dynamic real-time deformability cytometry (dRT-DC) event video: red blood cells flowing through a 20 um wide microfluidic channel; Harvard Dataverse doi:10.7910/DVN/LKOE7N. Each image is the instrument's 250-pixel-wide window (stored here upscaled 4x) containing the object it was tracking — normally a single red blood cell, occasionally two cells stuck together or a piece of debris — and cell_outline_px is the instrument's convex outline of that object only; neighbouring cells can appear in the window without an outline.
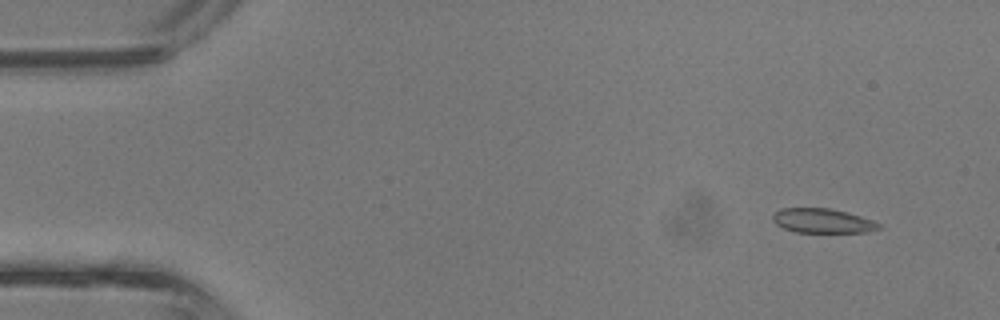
{"species": "common noctule bat (a hibernating species)", "species_latin": "Nyctalus noctula", "temperature_condition": "room temperature", "stored_images_in_passage": 31, "camera_frame_rate_fps": 3000, "um_per_image_px": 0.085, "animal": {"sex": "male", "body_mass_g": 13.3}, "frame": {"image": 1, "passage_image": 4, "time_ms": 1.0, "image_size_px": [1000, 320], "cell_outline_px": [[880, 228], [868, 232], [796, 232], [784, 228], [776, 224], [772, 220], [772, 216], [780, 208], [828, 208], [848, 212], [872, 220], [880, 224]], "centroid_in_image_um": [69.9, 18.76], "position_along_channel_um": 15.1, "area_um2": 15.03}}
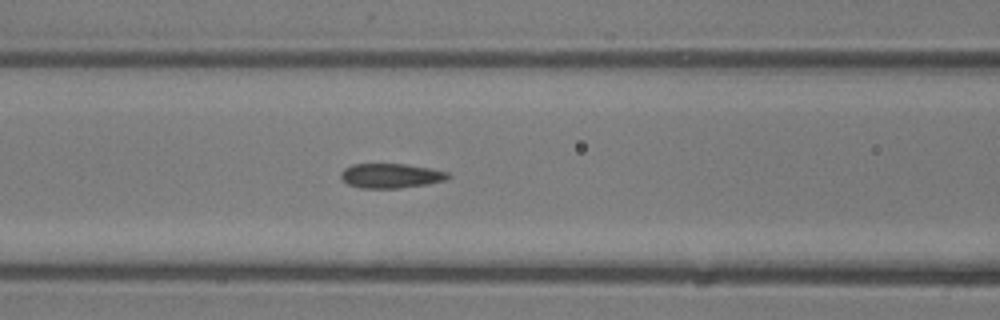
{"frame": {"image": 2, "passage_image": 18, "time_ms": 5.667, "image_size_px": [1000, 320], "cell_outline_px": [[452, 176], [444, 180], [428, 184], [400, 188], [360, 188], [348, 184], [340, 176], [340, 172], [344, 168], [352, 164], [404, 164], [428, 168], [448, 172]], "centroid_in_image_um": [33.2, 14.94], "position_along_channel_um": 133.4, "area_um2": 15.32}}
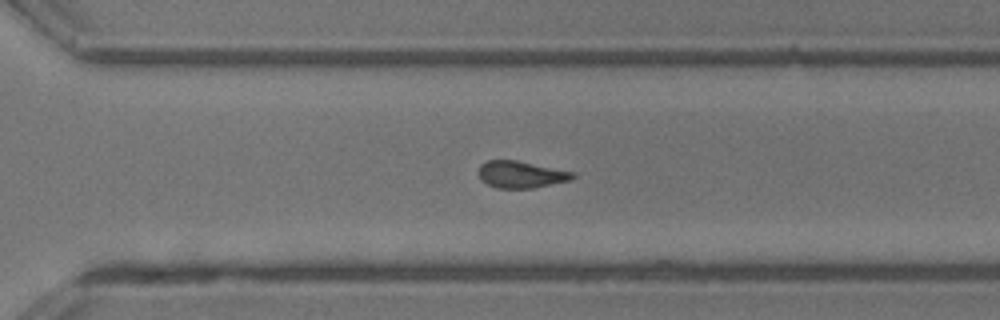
{"frame": {"image": 3, "passage_image": 30, "time_ms": 9.667, "image_size_px": [1000, 320], "cell_outline_px": [[576, 176], [572, 180], [532, 188], [496, 188], [480, 180], [476, 172], [480, 164], [488, 160], [516, 160], [576, 172]], "centroid_in_image_um": [44.27, 14.82], "position_along_channel_um": 326.3, "area_um2": 15.03}}